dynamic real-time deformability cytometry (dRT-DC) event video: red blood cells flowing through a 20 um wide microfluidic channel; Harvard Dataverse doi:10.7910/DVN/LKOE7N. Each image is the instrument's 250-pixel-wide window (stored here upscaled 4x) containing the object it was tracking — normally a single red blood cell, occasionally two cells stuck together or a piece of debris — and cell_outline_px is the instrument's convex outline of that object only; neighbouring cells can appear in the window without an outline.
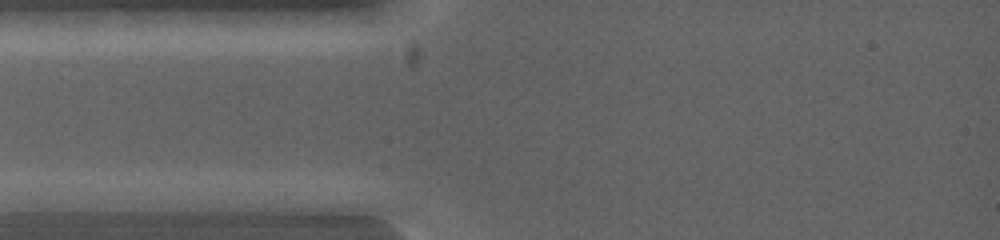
{"species": "common noctule bat (a hibernating species)", "species_latin": "Nyctalus noctula", "temperature_condition": "warm", "stored_images_in_passage": 3, "camera_frame_rate_fps": 5000, "um_per_image_px": 0.085, "animal": {"sex": "female", "body_mass_g": 19.0, "forearm_length_mm": 53.3}, "frame": {"image": 1, "passage_image": 2, "time_ms": 0.2, "image_size_px": [1000, 240], "cell_outline_px": [[124, 200], [72, 212], [16, 212], [16, 200], [80, 192], [104, 192]], "centroid_in_image_um": [5.56, 17.2], "position_along_channel_um": 79.4, "area_um2": 10.92}}